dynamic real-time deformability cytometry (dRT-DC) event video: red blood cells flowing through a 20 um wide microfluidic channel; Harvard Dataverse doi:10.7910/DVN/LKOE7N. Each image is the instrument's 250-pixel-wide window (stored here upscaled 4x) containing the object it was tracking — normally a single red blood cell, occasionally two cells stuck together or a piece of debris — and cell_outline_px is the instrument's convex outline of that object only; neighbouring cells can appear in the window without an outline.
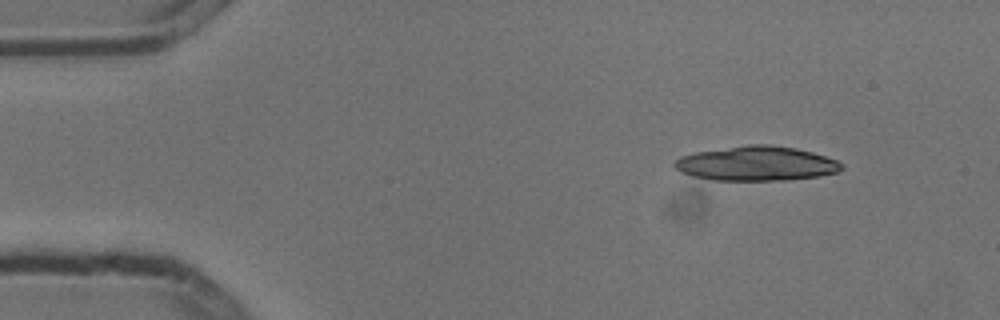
{"species": "common noctule bat (a hibernating species)", "species_latin": "Nyctalus noctula", "temperature_condition": "cold", "stored_images_in_passage": 6, "camera_frame_rate_fps": 3000, "um_per_image_px": 0.085, "animal": {"sex": "male", "body_mass_g": 13.3}, "frame": {"image": 1, "passage_image": 1, "time_ms": 0.0, "image_size_px": [1000, 320], "cell_outline_px": [[844, 168], [840, 172], [820, 176], [784, 180], [712, 180], [692, 176], [680, 172], [672, 164], [680, 156], [696, 152], [748, 144], [768, 144], [796, 148], [812, 152], [836, 160], [844, 164]], "centroid_in_image_um": [64.31, 13.9], "position_along_channel_um": 20.7, "area_um2": 33.76}}
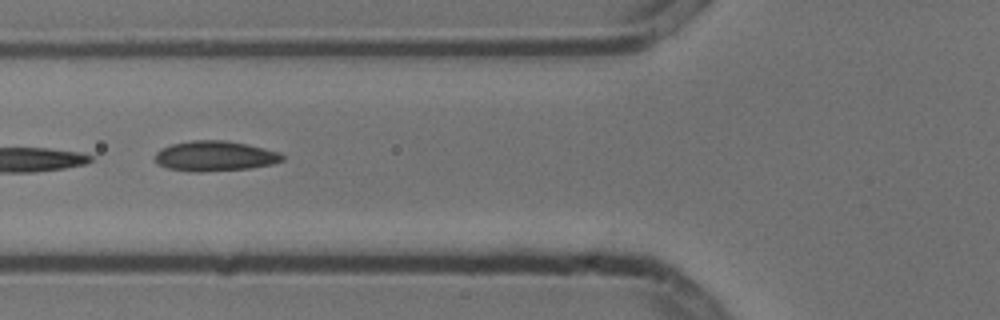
{"frame": {"image": 2, "passage_image": 5, "time_ms": 1.333, "image_size_px": [1000, 320], "cell_outline_px": [[284, 160], [272, 164], [248, 168], [200, 172], [196, 172], [168, 168], [160, 164], [156, 160], [156, 152], [160, 148], [172, 144], [192, 140], [228, 140], [280, 152], [284, 156]], "centroid_in_image_um": [18.28, 13.25], "position_along_channel_um": 107.5, "area_um2": 22.2}}
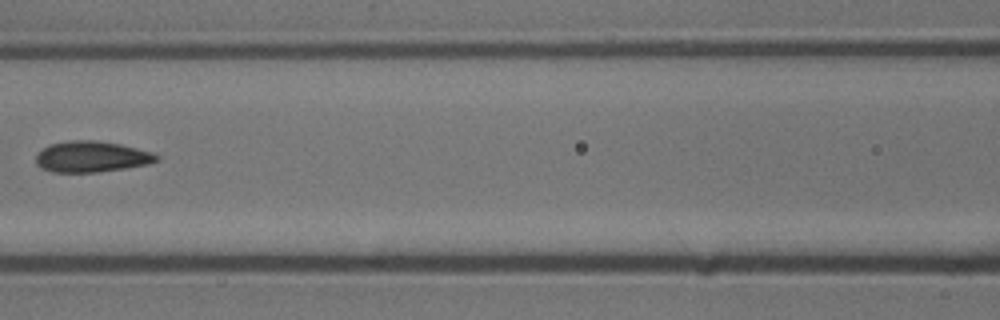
{"frame": {"image": 3, "passage_image": 6, "time_ms": 1.667, "image_size_px": [1000, 320], "cell_outline_px": [[160, 156], [156, 160], [148, 164], [124, 168], [96, 172], [52, 172], [40, 168], [36, 164], [36, 156], [48, 144], [68, 140], [96, 140], [120, 144], [152, 152]], "centroid_in_image_um": [7.75, 13.31], "position_along_channel_um": 158.9, "area_um2": 21.73}}